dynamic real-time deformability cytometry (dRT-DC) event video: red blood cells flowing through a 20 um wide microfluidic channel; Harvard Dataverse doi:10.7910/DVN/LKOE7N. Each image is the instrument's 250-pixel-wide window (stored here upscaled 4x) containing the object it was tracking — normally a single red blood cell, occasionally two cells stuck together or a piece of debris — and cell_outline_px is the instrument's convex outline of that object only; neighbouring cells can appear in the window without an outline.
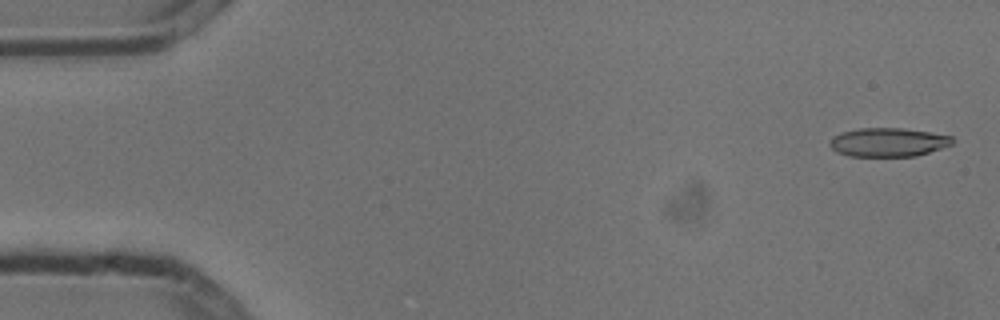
{"species": "common noctule bat (a hibernating species)", "species_latin": "Nyctalus noctula", "temperature_condition": "cold", "stored_images_in_passage": 3, "camera_frame_rate_fps": 3000, "um_per_image_px": 0.085, "animal": {"sex": "male", "body_mass_g": 13.3}, "frame": {"image": 1, "passage_image": 1, "time_ms": 0.0, "image_size_px": [1000, 320], "cell_outline_px": [[956, 140], [952, 144], [916, 156], [852, 156], [836, 152], [828, 144], [828, 140], [832, 136], [840, 132], [860, 128], [904, 128], [952, 136]], "centroid_in_image_um": [75.45, 12.08], "position_along_channel_um": 9.5, "area_um2": 20.63}}